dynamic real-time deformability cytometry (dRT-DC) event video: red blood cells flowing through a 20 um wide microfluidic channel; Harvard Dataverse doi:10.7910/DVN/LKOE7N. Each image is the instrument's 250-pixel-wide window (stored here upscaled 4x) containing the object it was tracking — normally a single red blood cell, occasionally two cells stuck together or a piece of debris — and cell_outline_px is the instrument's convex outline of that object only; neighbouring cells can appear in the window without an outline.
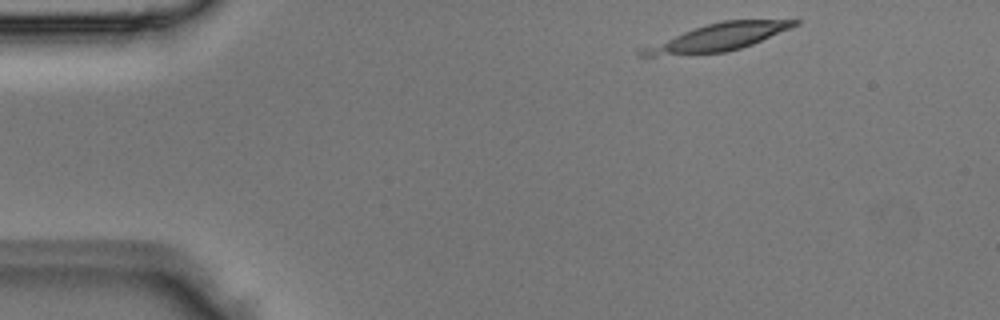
{"species": "Egyptian fruit bat (a non-hibernating species)", "species_latin": "Rousettus aegyptiacus", "temperature_condition": "room temperature", "stored_images_in_passage": 4, "segment_of_instrument_passage": [2, 2], "camera_frame_rate_fps": 3000, "um_per_image_px": 0.085, "animal": {"sex": "male"}, "frame": {"image": 1, "passage_image": 4, "time_ms": 1.0, "image_size_px": [1000, 320], "cell_outline_px": [[800, 24], [752, 44], [740, 48], [724, 52], [652, 56], [640, 56], [636, 52], [644, 48], [684, 32], [708, 24], [724, 20], [800, 20]], "centroid_in_image_um": [61.09, 3.17], "position_along_channel_um": 23.9, "area_um2": 23.24}}